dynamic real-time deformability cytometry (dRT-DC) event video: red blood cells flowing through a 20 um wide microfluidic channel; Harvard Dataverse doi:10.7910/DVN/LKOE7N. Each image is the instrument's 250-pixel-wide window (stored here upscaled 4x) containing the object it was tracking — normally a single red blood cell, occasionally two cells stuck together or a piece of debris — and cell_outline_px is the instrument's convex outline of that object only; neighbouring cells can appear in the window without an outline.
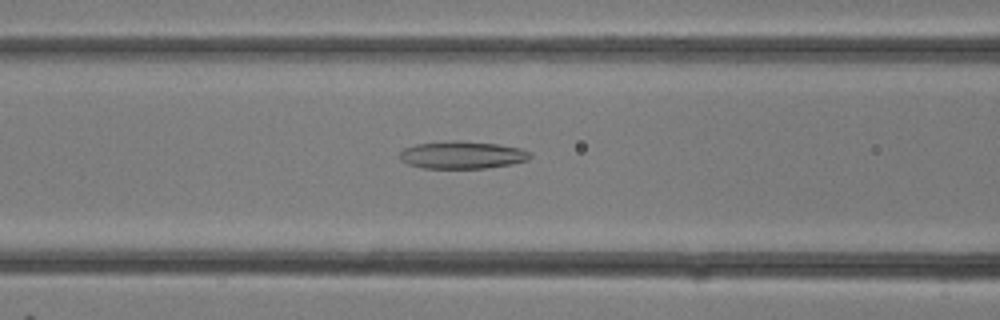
{"species": "common noctule bat (a hibernating species)", "species_latin": "Nyctalus noctula", "temperature_condition": "room temperature", "stored_images_in_passage": 32, "segment_of_instrument_passage": [1, 2], "camera_frame_rate_fps": 3000, "um_per_image_px": 0.085, "animal": {"sex": "female"}, "frame": {"image": 1, "passage_image": 13, "time_ms": 4.0, "image_size_px": [1000, 320], "cell_outline_px": [[532, 156], [528, 160], [512, 164], [484, 168], [424, 168], [408, 164], [400, 160], [400, 152], [404, 148], [416, 144], [456, 140], [496, 144], [520, 148], [528, 152]], "centroid_in_image_um": [39.27, 13.17], "position_along_channel_um": 127.3, "area_um2": 20.75}}
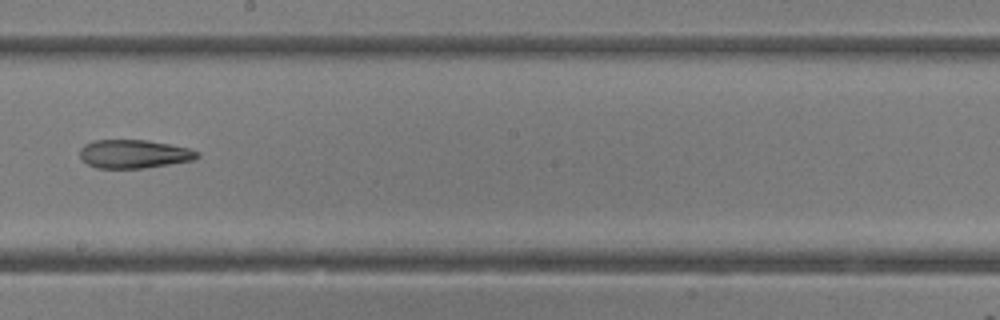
{"frame": {"image": 2, "passage_image": 18, "time_ms": 5.667, "image_size_px": [1000, 320], "cell_outline_px": [[200, 156], [192, 160], [144, 168], [96, 168], [88, 164], [80, 156], [80, 148], [84, 144], [96, 140], [148, 140], [188, 148], [200, 152]], "centroid_in_image_um": [11.38, 13.08], "position_along_channel_um": 236.8, "area_um2": 19.36}}
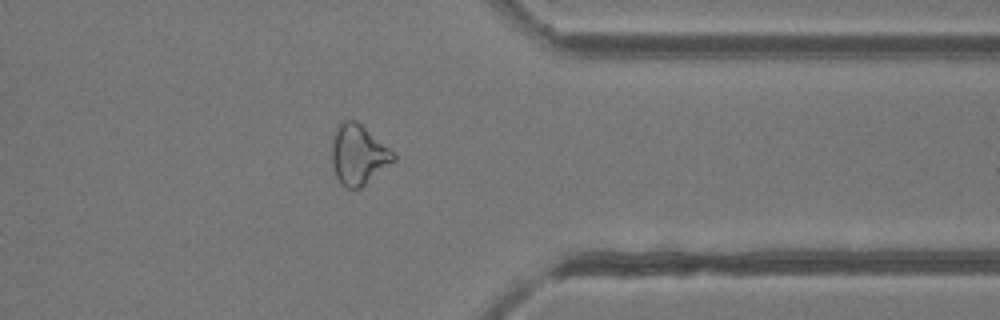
{"frame": {"image": 3, "passage_image": 25, "time_ms": 8.0, "image_size_px": [1000, 320], "cell_outline_px": [[396, 160], [360, 188], [344, 188], [340, 184], [332, 168], [332, 140], [336, 124], [344, 116], [356, 120], [396, 152]], "centroid_in_image_um": [30.44, 13.09], "position_along_channel_um": 381.0, "area_um2": 22.25}}